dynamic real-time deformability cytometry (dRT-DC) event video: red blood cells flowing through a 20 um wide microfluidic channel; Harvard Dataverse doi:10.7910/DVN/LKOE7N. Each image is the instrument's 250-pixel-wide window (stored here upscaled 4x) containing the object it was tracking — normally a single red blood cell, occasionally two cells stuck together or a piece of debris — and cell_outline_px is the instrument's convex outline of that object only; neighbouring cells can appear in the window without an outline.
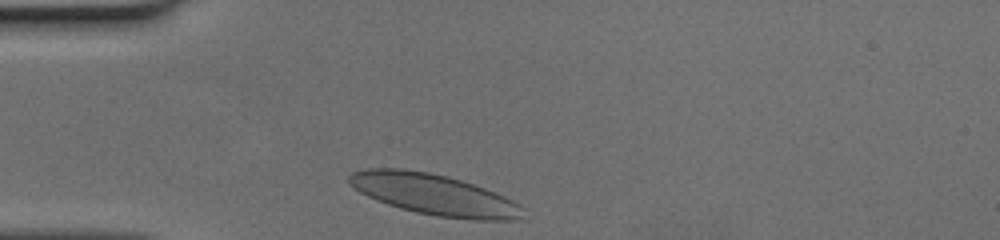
{"species": "human", "species_latin": "Homo sapiens", "temperature_condition": "cold", "stored_images_in_passage": 27, "camera_frame_rate_fps": 3000, "um_per_image_px": 0.085, "donor": {"sex": "female"}, "frame": {"image": 1, "passage_image": 1, "time_ms": 0.0, "image_size_px": [1000, 240], "cell_outline_px": [[528, 220], [472, 220], [436, 216], [416, 212], [400, 208], [376, 200], [360, 192], [348, 184], [348, 176], [352, 172], [368, 168], [404, 168], [428, 172], [448, 176], [496, 192], [520, 204], [524, 208]], "centroid_in_image_um": [36.95, 16.55], "position_along_channel_um": 48.0, "area_um2": 41.96}}
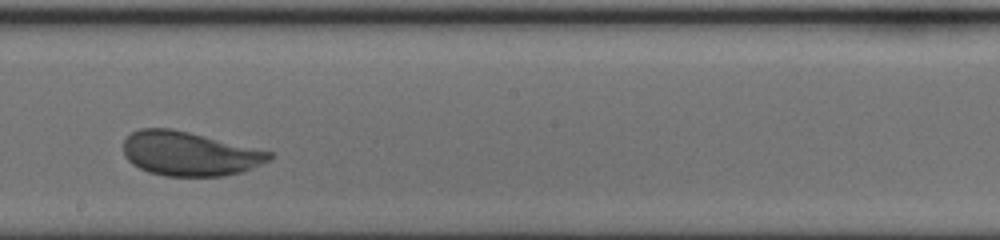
{"frame": {"image": 2, "passage_image": 16, "time_ms": 5.0, "image_size_px": [1000, 240], "cell_outline_px": [[272, 156], [268, 160], [252, 168], [240, 172], [224, 176], [164, 176], [148, 172], [132, 164], [124, 156], [124, 140], [132, 132], [140, 128], [172, 128], [272, 152]], "centroid_in_image_um": [16.05, 13.07], "position_along_channel_um": 232.1, "area_um2": 37.34}}
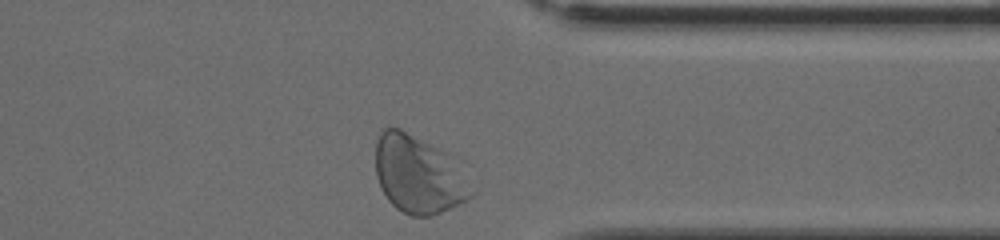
{"frame": {"image": 3, "passage_image": 27, "time_ms": 8.667, "image_size_px": [1000, 240], "cell_outline_px": [[476, 192], [472, 196], [440, 212], [428, 216], [412, 216], [396, 208], [388, 200], [380, 188], [376, 176], [376, 140], [380, 132], [384, 128], [400, 128], [468, 160]], "centroid_in_image_um": [35.73, 14.77], "position_along_channel_um": 375.7, "area_um2": 45.66}}